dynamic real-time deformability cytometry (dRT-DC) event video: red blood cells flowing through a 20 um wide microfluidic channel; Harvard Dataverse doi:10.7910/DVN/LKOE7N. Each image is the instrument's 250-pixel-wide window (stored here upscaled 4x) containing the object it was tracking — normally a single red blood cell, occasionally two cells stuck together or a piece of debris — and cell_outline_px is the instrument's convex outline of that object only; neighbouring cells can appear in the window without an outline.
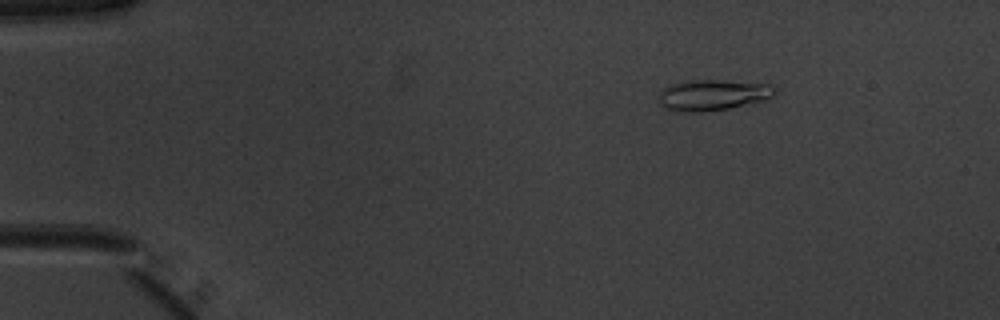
{"species": "common noctule bat (a hibernating species)", "species_latin": "Nyctalus noctula", "temperature_condition": "warm", "stored_images_in_passage": 45, "camera_frame_rate_fps": 3000, "um_per_image_px": 0.085, "animal": {"sex": "male", "body_mass_g": 20.1, "forearm_length_mm": 53.5}, "frame": {"image": 1, "passage_image": 2, "time_ms": 0.333, "image_size_px": [1000, 320], "cell_outline_px": [[780, 88], [772, 96], [760, 100], [728, 108], [704, 112], [684, 112], [664, 108], [660, 104], [660, 92], [664, 88], [672, 84], [692, 80], [720, 80], [772, 84]], "centroid_in_image_um": [60.6, 8.06], "position_along_channel_um": 24.4, "area_um2": 20.69}}
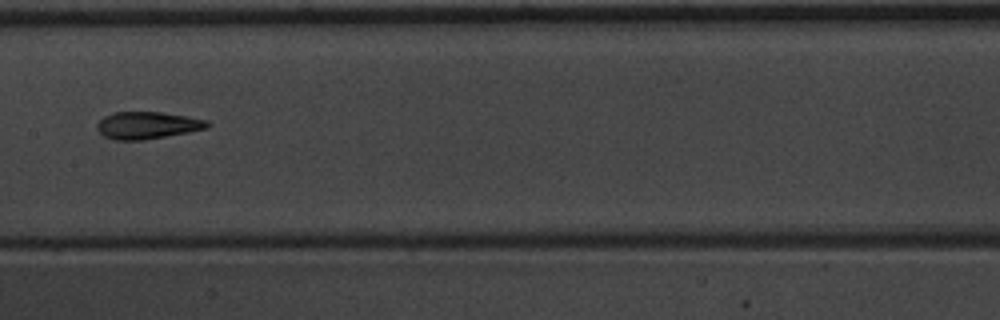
{"frame": {"image": 2, "passage_image": 21, "time_ms": 6.667, "image_size_px": [1000, 320], "cell_outline_px": [[212, 124], [208, 128], [188, 132], [144, 140], [112, 140], [104, 136], [96, 128], [96, 124], [104, 116], [112, 112], [160, 112], [208, 120]], "centroid_in_image_um": [12.51, 10.65], "position_along_channel_um": 194.9, "area_um2": 17.51}}
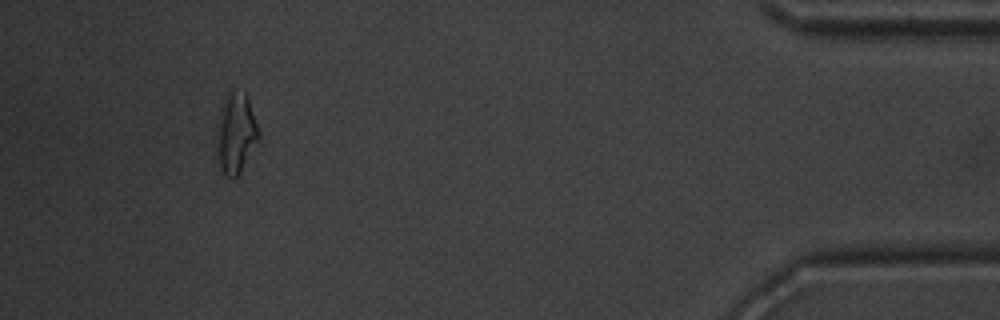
{"frame": {"image": 3, "passage_image": 42, "time_ms": 13.667, "image_size_px": [1000, 320], "cell_outline_px": [[260, 136], [240, 172], [232, 180], [224, 172], [220, 164], [220, 112], [232, 92], [244, 92], [248, 96], [260, 132]], "centroid_in_image_um": [20.15, 11.33], "position_along_channel_um": 415.0, "area_um2": 18.03}, "authors_computed_cell_mechanics": {"area_um2": 17.4556, "velocity_mm_per_s": 3.9915, "shape_relaxation_time_tau1_ms": 4.0855, "shape_relaxation_time_tau2_ms": 1.9683, "deformation_change_tau1": 0.1977, "deformation_change_tau2": 0.1166}}